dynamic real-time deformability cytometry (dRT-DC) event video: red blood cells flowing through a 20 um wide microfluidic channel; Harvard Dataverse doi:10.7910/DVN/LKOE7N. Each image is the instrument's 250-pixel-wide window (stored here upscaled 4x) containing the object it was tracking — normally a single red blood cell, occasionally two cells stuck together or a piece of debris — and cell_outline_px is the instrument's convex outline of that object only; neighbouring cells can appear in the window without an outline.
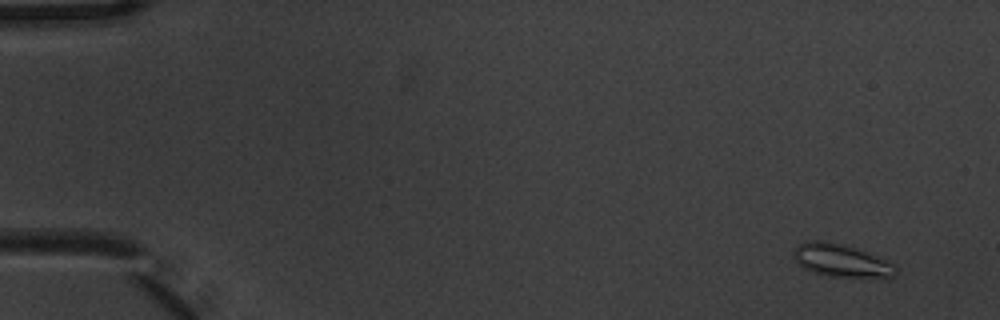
{"species": "common noctule bat (a hibernating species)", "species_latin": "Nyctalus noctula", "temperature_condition": "warm", "stored_images_in_passage": 5, "camera_frame_rate_fps": 3000, "um_per_image_px": 0.085, "animal": {"sex": "male", "body_mass_g": 20.1, "forearm_length_mm": 53.5}, "frame": {"image": 1, "passage_image": 1, "time_ms": 0.0, "image_size_px": [1000, 320], "cell_outline_px": [[896, 272], [888, 280], [884, 280], [828, 276], [812, 272], [804, 268], [792, 256], [792, 252], [800, 244], [812, 240], [820, 240], [840, 244], [856, 248], [868, 252], [896, 264]], "centroid_in_image_um": [71.6, 22.2], "position_along_channel_um": 13.4, "area_um2": 20.06}}
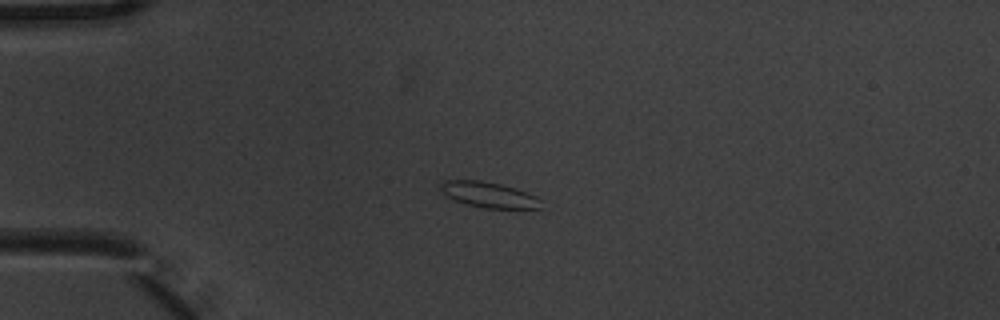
{"frame": {"image": 2, "passage_image": 4, "time_ms": 1.0, "image_size_px": [1000, 320], "cell_outline_px": [[540, 208], [484, 208], [452, 200], [440, 188], [440, 184], [444, 180], [480, 180], [500, 184], [516, 188], [536, 196], [540, 200]], "centroid_in_image_um": [41.53, 16.54], "position_along_channel_um": 43.5, "area_um2": 14.8}}